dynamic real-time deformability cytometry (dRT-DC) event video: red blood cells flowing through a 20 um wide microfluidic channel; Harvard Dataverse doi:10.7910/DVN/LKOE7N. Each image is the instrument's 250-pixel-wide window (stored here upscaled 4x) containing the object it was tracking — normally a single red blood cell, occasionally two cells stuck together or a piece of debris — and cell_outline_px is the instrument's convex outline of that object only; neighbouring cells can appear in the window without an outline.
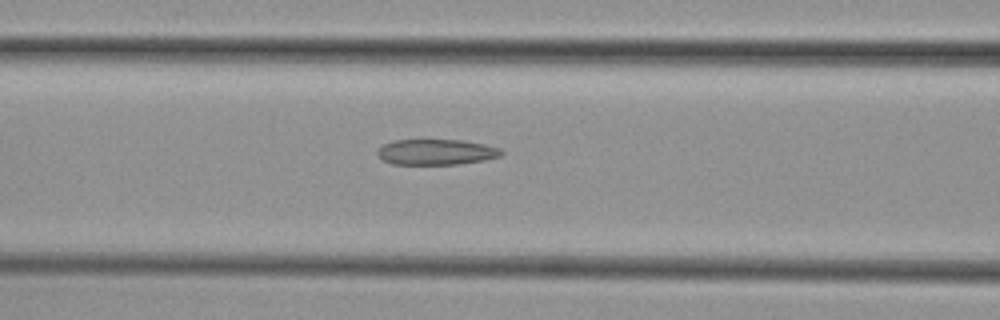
{"species": "common noctule bat (a hibernating species)", "species_latin": "Nyctalus noctula", "temperature_condition": "cold", "stored_images_in_passage": 17, "camera_frame_rate_fps": 3000, "um_per_image_px": 0.085, "animal": {"sex": "female", "body_mass_g": 29.2, "forearm_length_mm": 56.3}, "frame": {"image": 1, "passage_image": 12, "time_ms": 3.667, "image_size_px": [1000, 320], "cell_outline_px": [[504, 152], [500, 156], [484, 160], [456, 164], [392, 164], [384, 160], [376, 152], [384, 144], [392, 140], [420, 136], [460, 140], [484, 144], [500, 148]], "centroid_in_image_um": [37.03, 12.86], "position_along_channel_um": 129.6, "area_um2": 19.31}}
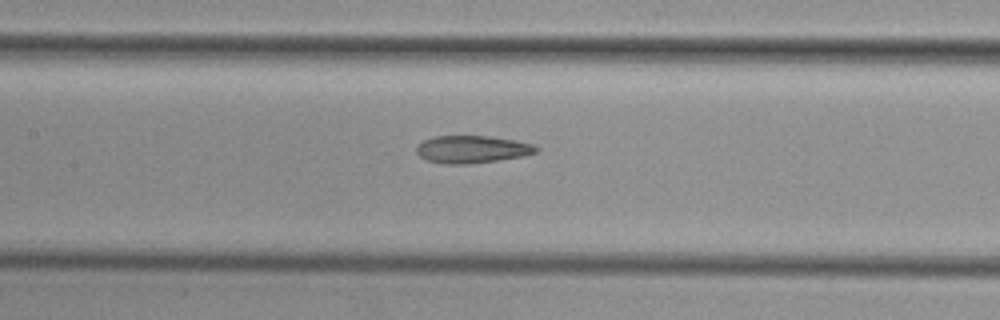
{"frame": {"image": 2, "passage_image": 15, "time_ms": 4.667, "image_size_px": [1000, 320], "cell_outline_px": [[540, 148], [536, 152], [524, 156], [496, 160], [464, 164], [444, 164], [428, 160], [420, 156], [416, 152], [416, 148], [424, 140], [436, 136], [488, 136], [516, 140], [532, 144]], "centroid_in_image_um": [40.14, 12.69], "position_along_channel_um": 167.3, "area_um2": 18.96}}